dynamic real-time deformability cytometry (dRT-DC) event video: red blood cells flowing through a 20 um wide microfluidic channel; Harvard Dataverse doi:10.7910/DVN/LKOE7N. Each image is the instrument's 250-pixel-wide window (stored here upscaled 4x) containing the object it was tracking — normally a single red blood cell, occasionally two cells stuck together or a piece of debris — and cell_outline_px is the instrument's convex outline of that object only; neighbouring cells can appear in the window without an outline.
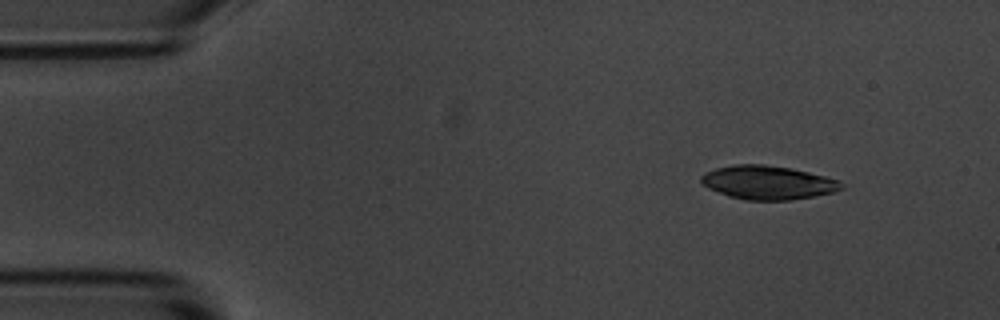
{"species": "common noctule bat (a hibernating species)", "species_latin": "Nyctalus noctula", "temperature_condition": "room temperature", "stored_images_in_passage": 3, "camera_frame_rate_fps": 3000, "um_per_image_px": 0.085, "animal": {"sex": "male", "body_mass_g": 20.1, "forearm_length_mm": 53.5}, "frame": {"image": 1, "passage_image": 1, "time_ms": 0.0, "image_size_px": [1000, 320], "cell_outline_px": [[844, 188], [832, 192], [816, 196], [792, 200], [744, 200], [728, 196], [708, 188], [700, 180], [700, 176], [704, 172], [716, 168], [732, 164], [764, 164], [792, 168], [840, 180], [844, 184]], "centroid_in_image_um": [65.27, 15.51], "position_along_channel_um": 19.7, "area_um2": 27.8}}